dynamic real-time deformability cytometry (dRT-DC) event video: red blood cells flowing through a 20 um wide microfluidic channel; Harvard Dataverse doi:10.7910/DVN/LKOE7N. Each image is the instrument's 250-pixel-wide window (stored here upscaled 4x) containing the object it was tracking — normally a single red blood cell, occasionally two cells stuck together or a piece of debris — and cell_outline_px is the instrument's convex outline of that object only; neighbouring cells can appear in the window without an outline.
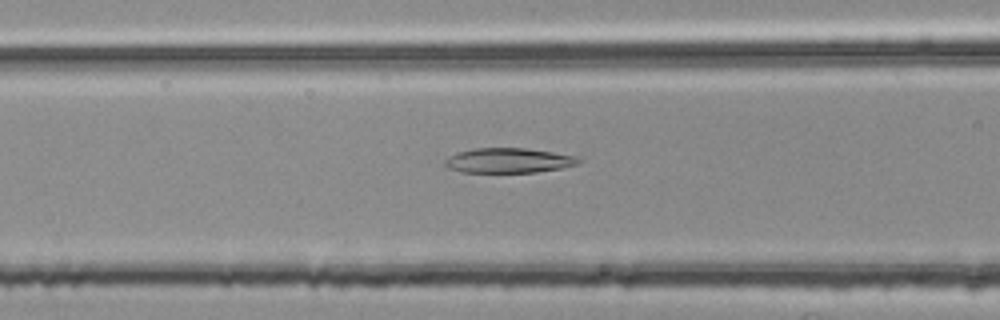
{"species": "common noctule bat (a hibernating species)", "species_latin": "Nyctalus noctula", "temperature_condition": "room temperature", "stored_images_in_passage": 37, "camera_frame_rate_fps": 3000, "um_per_image_px": 0.085, "animal": {"sex": "female", "body_mass_g": 25.1}, "frame": {"image": 1, "passage_image": 5, "time_ms": 1.333, "image_size_px": [1000, 320], "cell_outline_px": [[584, 160], [576, 164], [560, 168], [536, 172], [460, 172], [448, 168], [444, 164], [444, 160], [456, 152], [472, 148], [524, 148], [552, 152], [576, 156]], "centroid_in_image_um": [43.19, 13.64], "position_along_channel_um": 123.4, "area_um2": 19.36}}
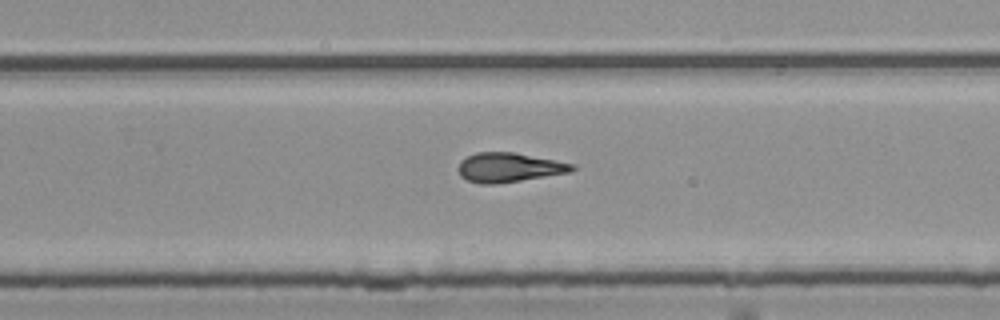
{"frame": {"image": 2, "passage_image": 18, "time_ms": 5.667, "image_size_px": [1000, 320], "cell_outline_px": [[576, 168], [572, 172], [520, 180], [492, 184], [480, 184], [468, 180], [460, 176], [456, 168], [460, 160], [476, 152], [516, 152], [576, 164]], "centroid_in_image_um": [43.26, 14.22], "position_along_channel_um": 286.5, "area_um2": 19.65}}
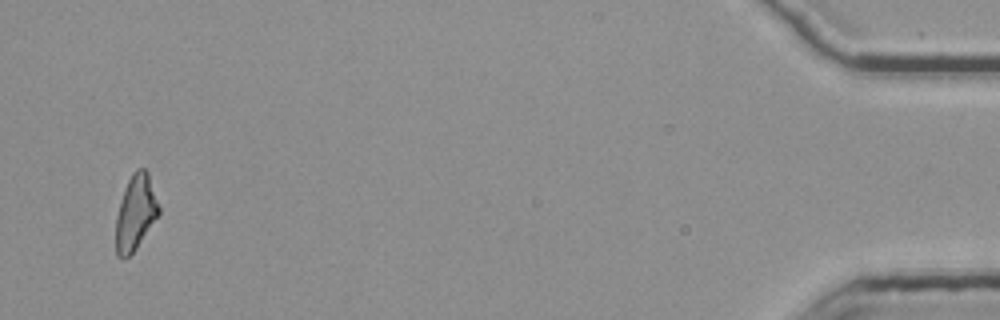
{"frame": {"image": 3, "passage_image": 36, "time_ms": 11.667, "image_size_px": [1000, 320], "cell_outline_px": [[160, 212], [136, 248], [128, 256], [120, 260], [116, 256], [116, 216], [120, 200], [124, 188], [132, 172], [136, 168], [144, 168], [148, 172], [160, 208]], "centroid_in_image_um": [11.5, 18.05], "position_along_channel_um": 423.7, "area_um2": 18.79}}